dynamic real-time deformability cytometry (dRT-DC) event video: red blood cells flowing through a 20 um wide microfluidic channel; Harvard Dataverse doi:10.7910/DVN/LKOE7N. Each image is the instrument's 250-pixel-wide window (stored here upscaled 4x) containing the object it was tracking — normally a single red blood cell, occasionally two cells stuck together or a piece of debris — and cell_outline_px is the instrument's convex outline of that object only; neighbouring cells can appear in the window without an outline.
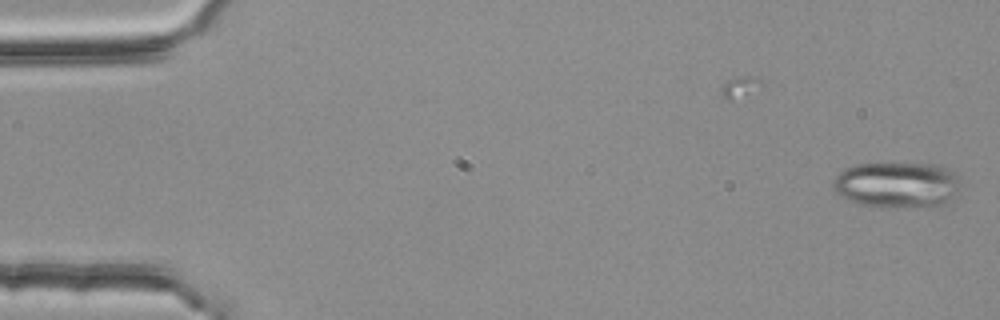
{"species": "common noctule bat (a hibernating species)", "species_latin": "Nyctalus noctula", "temperature_condition": "room temperature", "stored_images_in_passage": 50, "camera_frame_rate_fps": 3000, "um_per_image_px": 0.085, "animal": {"sex": "female", "body_mass_g": 25.1}, "frame": {"image": 1, "passage_image": 1, "time_ms": 0.0, "image_size_px": [1000, 320], "cell_outline_px": [[956, 188], [948, 200], [940, 208], [928, 208], [860, 204], [840, 196], [836, 192], [832, 184], [836, 176], [844, 168], [856, 164], [876, 160], [936, 164], [948, 168], [956, 172]], "centroid_in_image_um": [76.21, 15.64], "position_along_channel_um": 8.8, "area_um2": 34.8}}
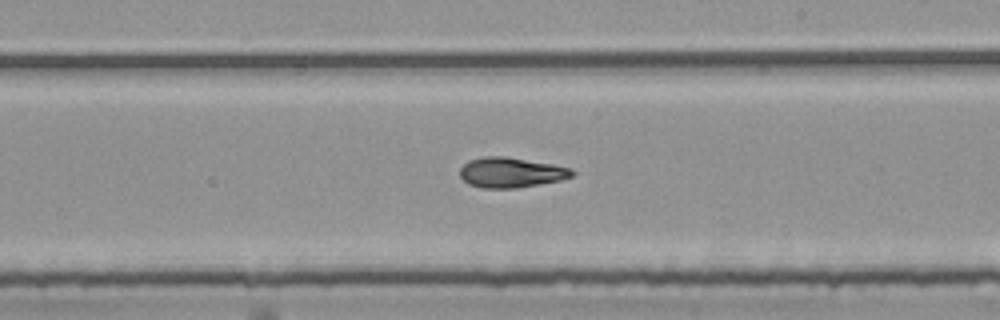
{"frame": {"image": 2, "passage_image": 31, "time_ms": 10.0, "image_size_px": [1000, 320], "cell_outline_px": [[576, 172], [572, 176], [560, 180], [516, 188], [480, 188], [468, 184], [460, 176], [460, 168], [468, 160], [484, 156], [504, 156], [552, 164], [572, 168]], "centroid_in_image_um": [43.41, 14.66], "position_along_channel_um": 245.6, "area_um2": 19.71}}
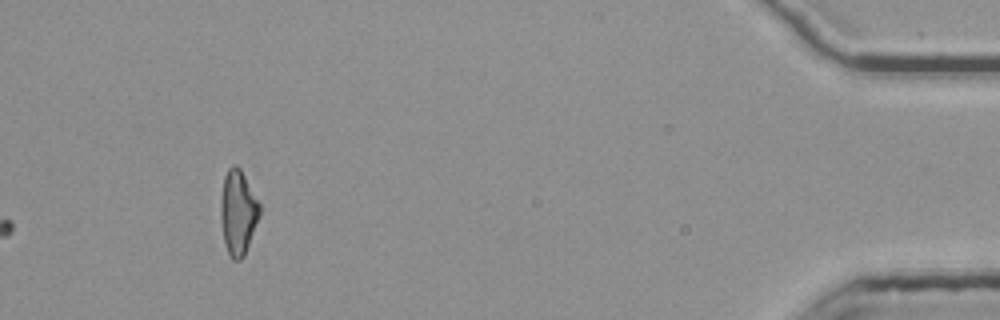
{"frame": {"image": 3, "passage_image": 50, "time_ms": 16.333, "image_size_px": [1000, 320], "cell_outline_px": [[260, 216], [244, 256], [240, 260], [232, 260], [228, 252], [224, 240], [220, 216], [220, 200], [224, 176], [228, 168], [232, 164], [236, 164], [240, 168], [260, 204]], "centroid_in_image_um": [20.23, 18.04], "position_along_channel_um": 415.0, "area_um2": 19.25}, "authors_computed_cell_mechanics": {"area_um2": 19.6809, "velocity_mm_per_s": 3.8193, "shape_relaxation_time_tau1_ms": 10.6103, "shape_relaxation_time_tau2_ms": 2.5162, "deformation_change_tau1": 0.2543, "deformation_change_tau2": 0.1015}}